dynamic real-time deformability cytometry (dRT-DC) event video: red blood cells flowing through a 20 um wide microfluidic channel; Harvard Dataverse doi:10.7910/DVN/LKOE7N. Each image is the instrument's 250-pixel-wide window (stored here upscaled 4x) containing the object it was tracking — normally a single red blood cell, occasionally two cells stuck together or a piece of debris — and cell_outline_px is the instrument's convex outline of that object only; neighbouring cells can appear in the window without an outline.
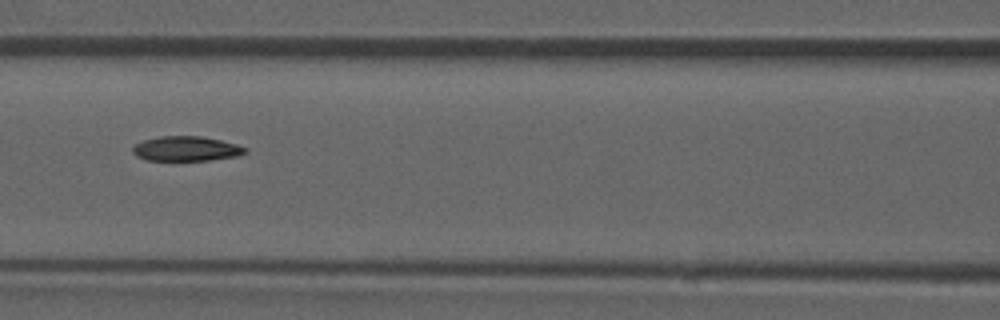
{"species": "common noctule bat (a hibernating species)", "species_latin": "Nyctalus noctula", "temperature_condition": "room temperature", "stored_images_in_passage": 52, "camera_frame_rate_fps": 3000, "um_per_image_px": 0.085, "animal": {"sex": "male", "forearm_length_mm": 52.5}, "frame": {"image": 1, "passage_image": 23, "time_ms": 7.333, "image_size_px": [1000, 320], "cell_outline_px": [[248, 152], [236, 156], [208, 160], [148, 160], [136, 156], [132, 152], [132, 148], [136, 144], [144, 140], [160, 136], [200, 136], [220, 140], [236, 144], [248, 148]], "centroid_in_image_um": [15.83, 12.64], "position_along_channel_um": 150.8, "area_um2": 16.13}, "authors_computed_cell_mechanics": {"area_um2": 16.9065, "velocity_mm_per_s": 3.9337, "shape_relaxation_time_tau1_ms": null, "shape_relaxation_time_tau2_ms": 4.3671, "deformation_change_tau1": null, "deformation_change_tau2": 0.1085}}